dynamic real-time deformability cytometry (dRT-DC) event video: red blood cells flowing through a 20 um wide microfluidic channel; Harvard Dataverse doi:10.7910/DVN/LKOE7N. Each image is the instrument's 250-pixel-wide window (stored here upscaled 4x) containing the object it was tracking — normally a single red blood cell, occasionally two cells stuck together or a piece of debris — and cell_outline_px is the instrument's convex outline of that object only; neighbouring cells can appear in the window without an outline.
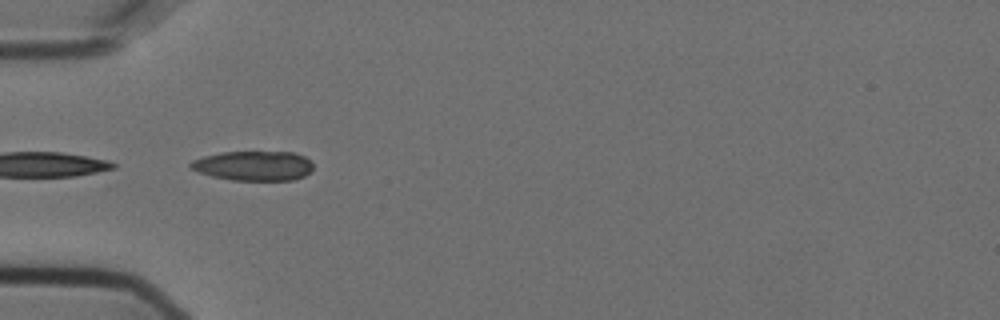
{"species": "Egyptian fruit bat (a non-hibernating species)", "species_latin": "Rousettus aegyptiacus", "temperature_condition": "cold", "stored_images_in_passage": 31, "camera_frame_rate_fps": 3000, "um_per_image_px": 0.085, "animal": {"sex": "female"}, "frame": {"image": 1, "passage_image": 11, "time_ms": 3.333, "image_size_px": [1000, 320], "cell_outline_px": [[312, 168], [304, 176], [292, 180], [232, 180], [212, 176], [200, 172], [192, 168], [188, 164], [192, 160], [204, 156], [224, 152], [292, 152], [304, 156], [312, 164]], "centroid_in_image_um": [21.54, 14.09], "position_along_channel_um": 63.5, "area_um2": 20.92}}
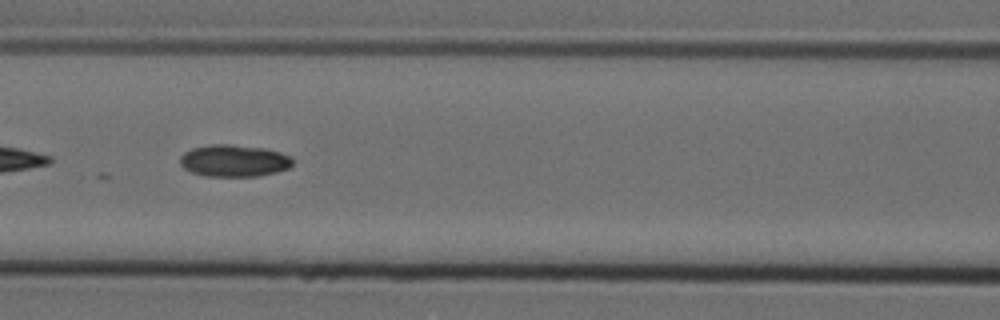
{"frame": {"image": 2, "passage_image": 18, "time_ms": 5.667, "image_size_px": [1000, 320], "cell_outline_px": [[296, 160], [288, 168], [276, 172], [260, 176], [204, 176], [192, 172], [184, 168], [180, 164], [180, 156], [184, 152], [192, 148], [212, 144], [232, 144], [264, 148], [280, 152], [292, 156]], "centroid_in_image_um": [19.92, 13.65], "position_along_channel_um": 146.7, "area_um2": 21.21}}
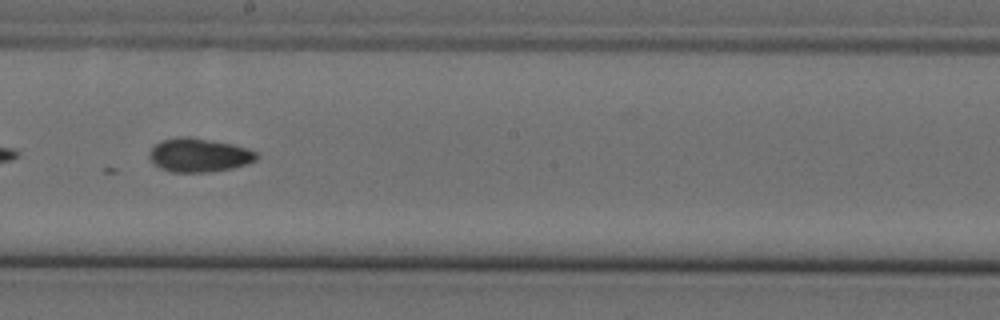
{"frame": {"image": 3, "passage_image": 25, "time_ms": 8.0, "image_size_px": [1000, 320], "cell_outline_px": [[256, 160], [248, 164], [232, 168], [208, 172], [172, 172], [160, 168], [148, 156], [148, 152], [160, 140], [180, 136], [188, 136], [232, 144], [256, 152]], "centroid_in_image_um": [16.88, 13.18], "position_along_channel_um": 231.3, "area_um2": 20.92}}